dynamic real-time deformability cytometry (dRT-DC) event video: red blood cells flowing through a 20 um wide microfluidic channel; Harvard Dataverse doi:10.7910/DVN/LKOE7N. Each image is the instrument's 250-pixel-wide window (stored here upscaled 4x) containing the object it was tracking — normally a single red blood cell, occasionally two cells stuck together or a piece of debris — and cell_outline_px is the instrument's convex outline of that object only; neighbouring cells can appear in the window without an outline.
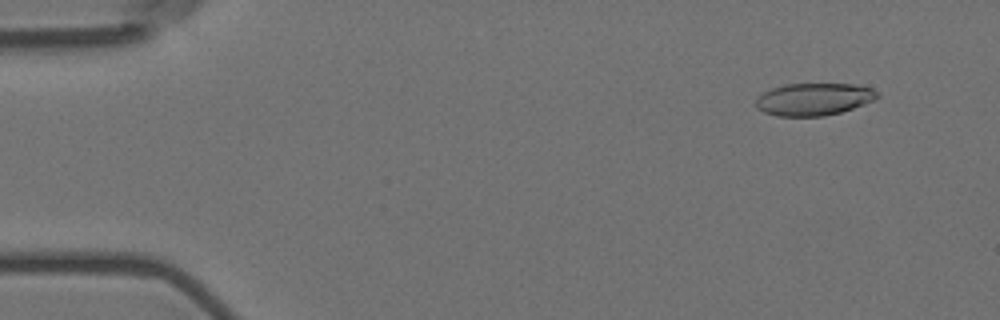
{"species": "Egyptian fruit bat (a non-hibernating species)", "species_latin": "Rousettus aegyptiacus", "temperature_condition": "room temperature", "stored_images_in_passage": 16, "camera_frame_rate_fps": 3000, "um_per_image_px": 0.085, "animal": {"sex": "female"}, "frame": {"image": 1, "passage_image": 4, "time_ms": 1.0, "image_size_px": [1000, 320], "cell_outline_px": [[880, 96], [876, 100], [840, 112], [824, 116], [776, 116], [764, 112], [756, 108], [756, 100], [764, 92], [772, 88], [784, 84], [856, 84], [872, 88], [880, 92]], "centroid_in_image_um": [69.21, 8.43], "position_along_channel_um": 15.8, "area_um2": 23.0}}
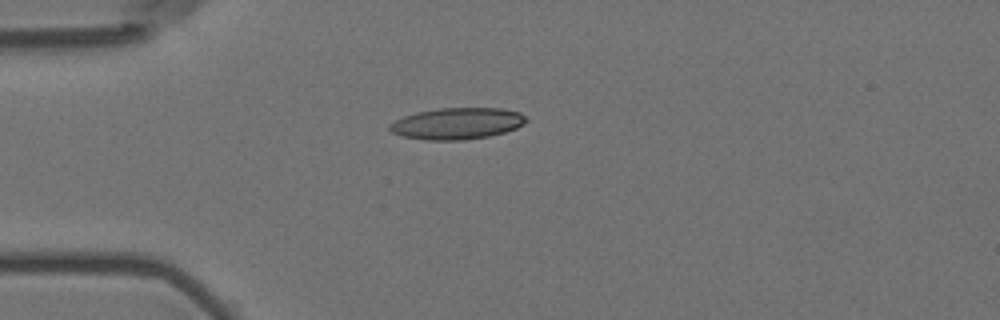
{"frame": {"image": 2, "passage_image": 14, "time_ms": 4.333, "image_size_px": [1000, 320], "cell_outline_px": [[528, 120], [524, 124], [516, 128], [504, 132], [488, 136], [464, 140], [424, 140], [404, 136], [392, 132], [388, 128], [388, 124], [404, 116], [416, 112], [440, 108], [500, 108], [520, 112]], "centroid_in_image_um": [38.85, 10.49], "position_along_channel_um": 46.1, "area_um2": 25.03}}